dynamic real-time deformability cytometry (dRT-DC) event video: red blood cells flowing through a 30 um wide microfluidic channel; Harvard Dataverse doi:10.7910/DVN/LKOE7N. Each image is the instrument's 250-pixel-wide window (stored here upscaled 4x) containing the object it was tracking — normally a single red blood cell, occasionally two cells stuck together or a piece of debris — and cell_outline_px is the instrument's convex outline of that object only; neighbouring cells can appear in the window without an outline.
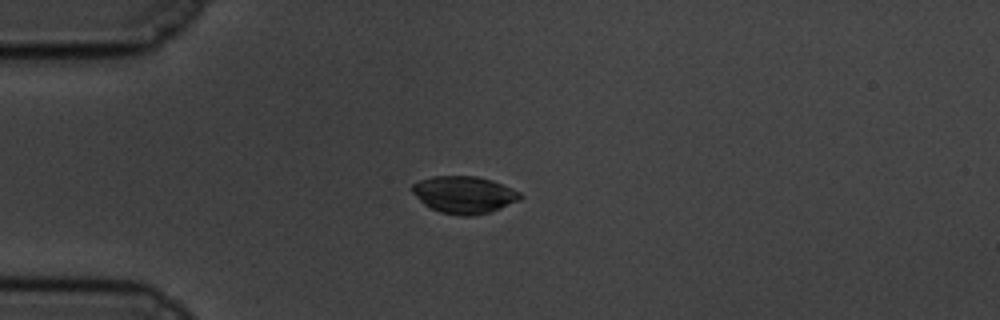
{"species": "common noctule bat (a hibernating species)", "species_latin": "Nyctalus noctula", "temperature_condition": "cold", "stored_images_in_passage": 45, "camera_frame_rate_fps": 3000, "um_per_image_px": 0.085, "animal": {"sex": "male", "body_mass_g": 19.5, "forearm_length_mm": 54.6}, "frame": {"image": 1, "passage_image": 1, "time_ms": 0.0, "image_size_px": [1000, 320], "cell_outline_px": [[524, 196], [520, 200], [500, 208], [488, 212], [472, 216], [460, 216], [440, 212], [424, 204], [412, 192], [412, 184], [420, 180], [432, 176], [476, 176], [492, 180], [512, 188], [520, 192]], "centroid_in_image_um": [39.46, 16.55], "position_along_channel_um": 45.5, "area_um2": 23.35}}
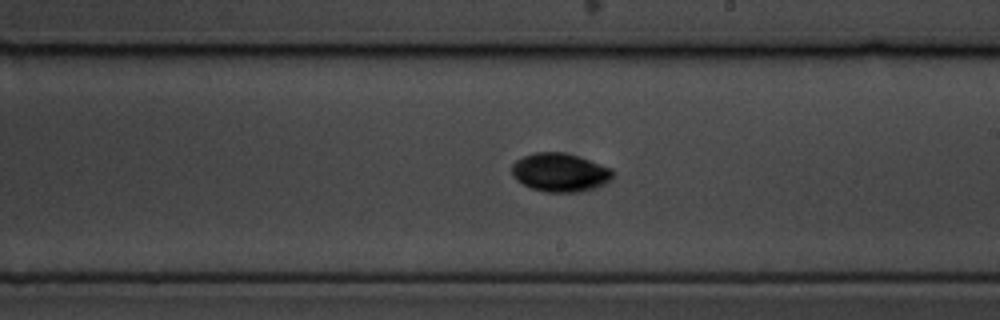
{"frame": {"image": 2, "passage_image": 20, "time_ms": 6.333, "image_size_px": [1000, 320], "cell_outline_px": [[612, 176], [604, 184], [596, 188], [580, 192], [544, 192], [532, 188], [516, 180], [512, 176], [512, 164], [516, 160], [532, 152], [564, 152], [612, 168]], "centroid_in_image_um": [47.57, 14.66], "position_along_channel_um": 241.4, "area_um2": 22.6}}
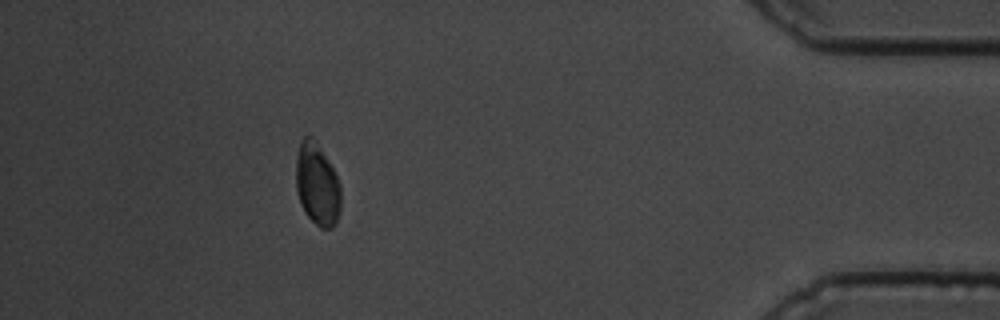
{"frame": {"image": 3, "passage_image": 39, "time_ms": 12.667, "image_size_px": [1000, 320], "cell_outline_px": [[340, 212], [336, 224], [332, 228], [320, 228], [304, 212], [300, 204], [296, 188], [296, 156], [300, 140], [304, 136], [312, 136], [316, 140], [332, 168], [340, 184]], "centroid_in_image_um": [26.94, 15.67], "position_along_channel_um": 408.3, "area_um2": 21.62}, "authors_computed_cell_mechanics": {"area_um2": 21.5594, "velocity_mm_per_s": 3.4053, "shape_relaxation_time_tau1_ms": 6.93, "shape_relaxation_time_tau2_ms": null, "deformation_change_tau1": 0.1592, "deformation_change_tau2": null}}